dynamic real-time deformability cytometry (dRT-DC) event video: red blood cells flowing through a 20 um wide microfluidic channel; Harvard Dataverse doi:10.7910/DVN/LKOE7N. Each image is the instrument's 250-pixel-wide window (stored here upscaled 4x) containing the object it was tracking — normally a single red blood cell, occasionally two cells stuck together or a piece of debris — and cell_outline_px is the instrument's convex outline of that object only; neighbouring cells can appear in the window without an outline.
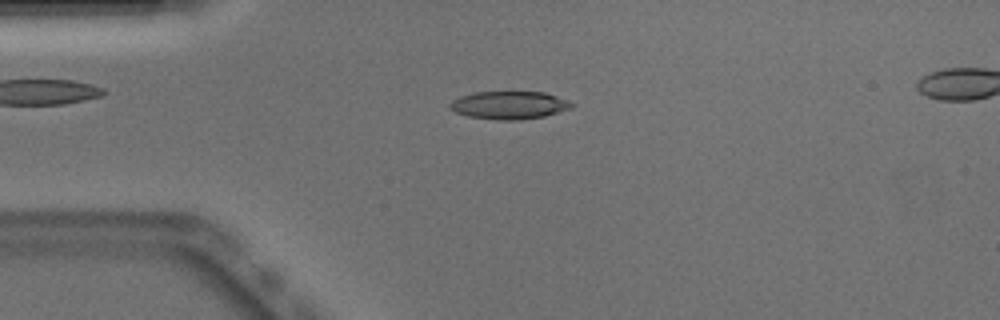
{"species": "Egyptian fruit bat (a non-hibernating species)", "species_latin": "Rousettus aegyptiacus", "temperature_condition": "warm", "stored_images_in_passage": 51, "camera_frame_rate_fps": 3000, "um_per_image_px": 0.085, "animal": {"sex": "male"}, "frame": {"image": 1, "passage_image": 12, "time_ms": 3.667, "image_size_px": [1000, 320], "cell_outline_px": [[576, 104], [572, 108], [544, 116], [516, 120], [500, 120], [468, 116], [456, 112], [448, 108], [448, 104], [452, 100], [460, 96], [472, 92], [544, 92], [568, 100]], "centroid_in_image_um": [43.27, 8.93], "position_along_channel_um": 41.7, "area_um2": 19.83}}
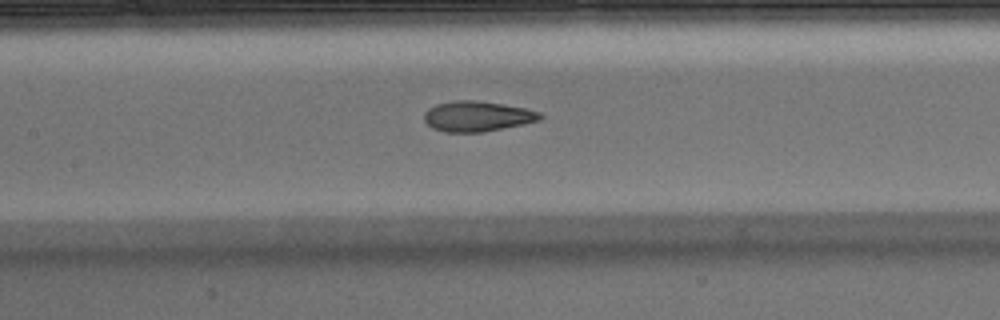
{"frame": {"image": 2, "passage_image": 23, "time_ms": 7.333, "image_size_px": [1000, 320], "cell_outline_px": [[544, 116], [540, 120], [524, 124], [484, 132], [444, 132], [432, 128], [424, 120], [424, 112], [428, 108], [436, 104], [452, 100], [472, 100], [504, 104], [524, 108], [540, 112]], "centroid_in_image_um": [40.56, 9.88], "position_along_channel_um": 166.8, "area_um2": 20.63}}
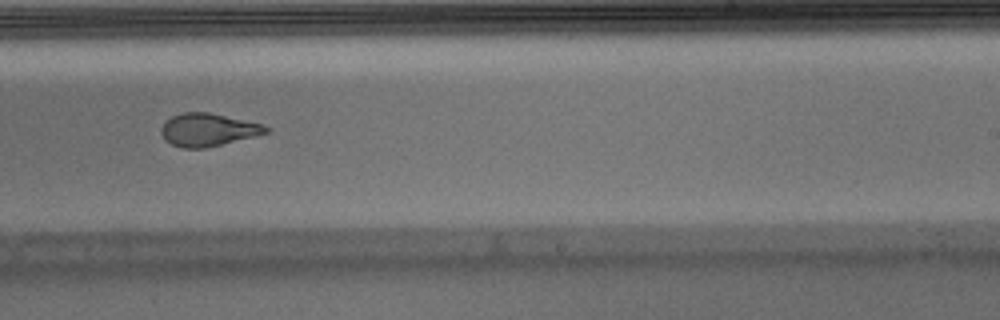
{"frame": {"image": 3, "passage_image": 31, "time_ms": 10.0, "image_size_px": [1000, 320], "cell_outline_px": [[272, 128], [268, 132], [204, 148], [184, 148], [172, 144], [164, 140], [160, 132], [160, 128], [164, 120], [172, 116], [184, 112], [208, 112], [264, 124]], "centroid_in_image_um": [17.64, 11.01], "position_along_channel_um": 271.4, "area_um2": 19.94}}